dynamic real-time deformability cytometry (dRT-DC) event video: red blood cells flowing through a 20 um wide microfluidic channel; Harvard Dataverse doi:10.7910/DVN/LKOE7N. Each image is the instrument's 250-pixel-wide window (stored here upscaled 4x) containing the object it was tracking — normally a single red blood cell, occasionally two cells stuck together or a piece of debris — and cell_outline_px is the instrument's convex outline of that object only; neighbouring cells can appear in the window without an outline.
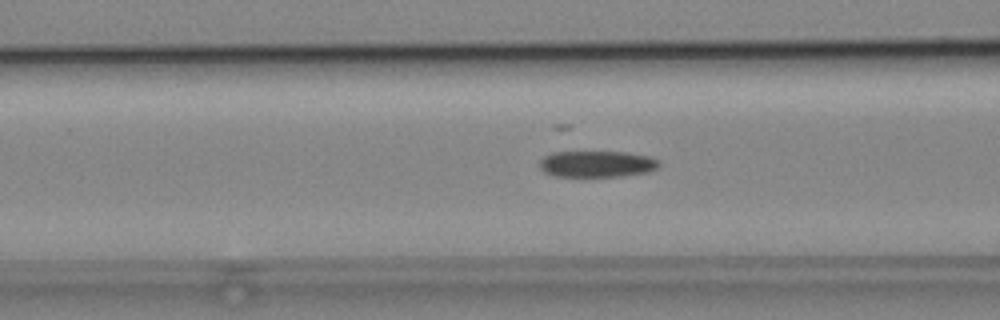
{"species": "common noctule bat (a hibernating species)", "species_latin": "Nyctalus noctula", "temperature_condition": "cold", "stored_images_in_passage": 48, "camera_frame_rate_fps": 3000, "um_per_image_px": 0.085, "animal": {"sex": "male", "body_mass_g": 19.2, "forearm_length_mm": 51.8}, "frame": {"image": 1, "passage_image": 15, "time_ms": 4.667, "image_size_px": [1000, 320], "cell_outline_px": [[660, 164], [656, 168], [644, 172], [620, 176], [556, 176], [544, 172], [540, 168], [540, 160], [544, 156], [552, 152], [628, 152], [648, 156], [660, 160]], "centroid_in_image_um": [50.72, 13.92], "position_along_channel_um": 115.9, "area_um2": 18.21}}
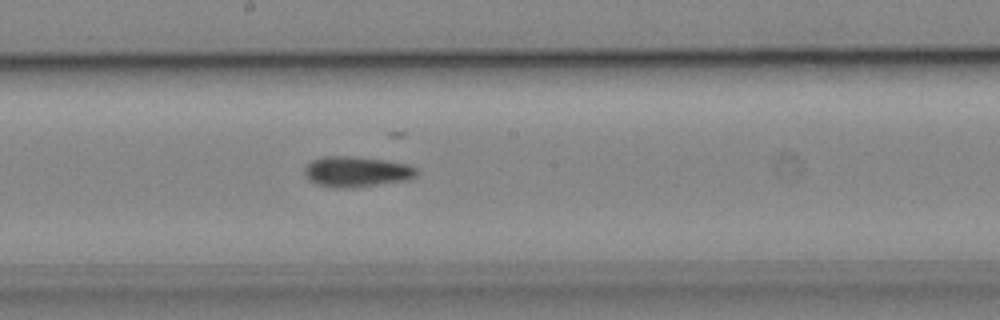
{"frame": {"image": 2, "passage_image": 23, "time_ms": 7.333, "image_size_px": [1000, 320], "cell_outline_px": [[416, 176], [412, 180], [352, 188], [336, 188], [316, 184], [308, 180], [304, 176], [304, 168], [312, 160], [324, 156], [352, 156], [384, 160], [408, 164], [416, 168]], "centroid_in_image_um": [30.3, 14.6], "position_along_channel_um": 217.9, "area_um2": 20.23}}
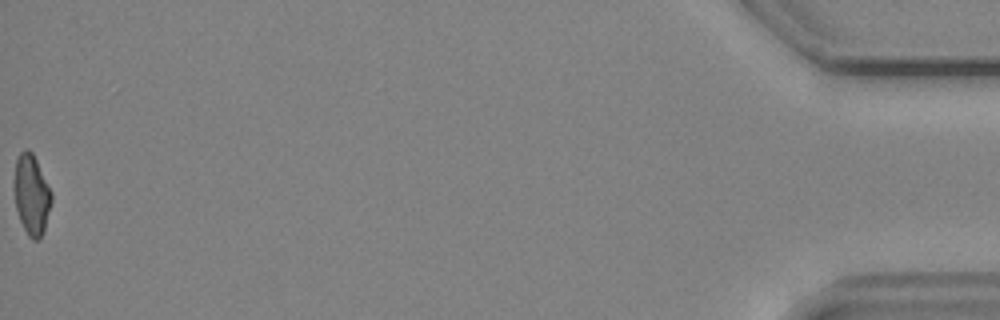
{"frame": {"image": 3, "passage_image": 48, "time_ms": 15.667, "image_size_px": [1000, 320], "cell_outline_px": [[52, 200], [44, 232], [36, 240], [32, 240], [28, 236], [20, 220], [16, 208], [12, 184], [12, 180], [16, 160], [20, 152], [24, 148], [28, 148], [32, 152], [52, 192]], "centroid_in_image_um": [2.65, 16.52], "position_along_channel_um": 432.5, "area_um2": 17.74}, "authors_computed_cell_mechanics": {"area_um2": 18.785, "velocity_mm_per_s": 3.8155, "shape_relaxation_time_tau1_ms": null, "shape_relaxation_time_tau2_ms": 9.7875, "deformation_change_tau1": null, "deformation_change_tau2": 0.1921}}